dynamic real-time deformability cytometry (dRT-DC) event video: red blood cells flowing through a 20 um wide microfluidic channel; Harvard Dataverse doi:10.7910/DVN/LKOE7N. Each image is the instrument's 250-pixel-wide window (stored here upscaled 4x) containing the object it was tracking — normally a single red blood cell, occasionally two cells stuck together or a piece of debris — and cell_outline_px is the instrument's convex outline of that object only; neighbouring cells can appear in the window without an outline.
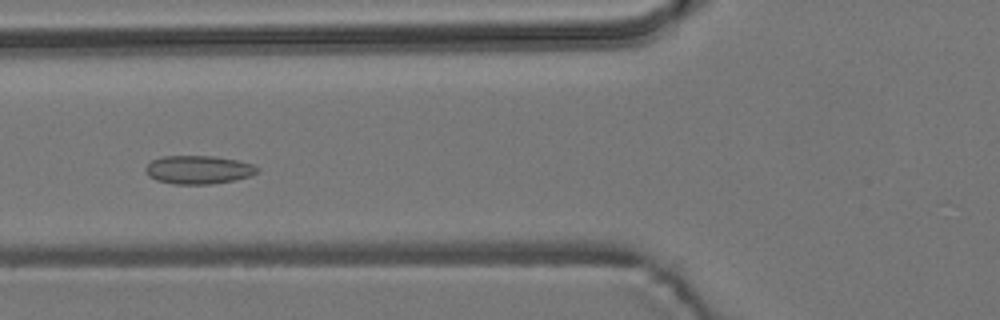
{"species": "common noctule bat (a hibernating species)", "species_latin": "Nyctalus noctula", "temperature_condition": "room temperature", "stored_images_in_passage": 8, "camera_frame_rate_fps": 3000, "um_per_image_px": 0.085, "animal": {"sex": "male", "body_mass_g": 19.2, "forearm_length_mm": 51.8}, "frame": {"image": 1, "passage_image": 6, "time_ms": 5.667, "image_size_px": [1000, 320], "cell_outline_px": [[260, 168], [252, 176], [212, 184], [176, 184], [156, 180], [148, 176], [144, 168], [152, 160], [164, 156], [212, 156], [236, 160], [252, 164]], "centroid_in_image_um": [16.85, 14.43], "position_along_channel_um": 108.9, "area_um2": 18.38}}
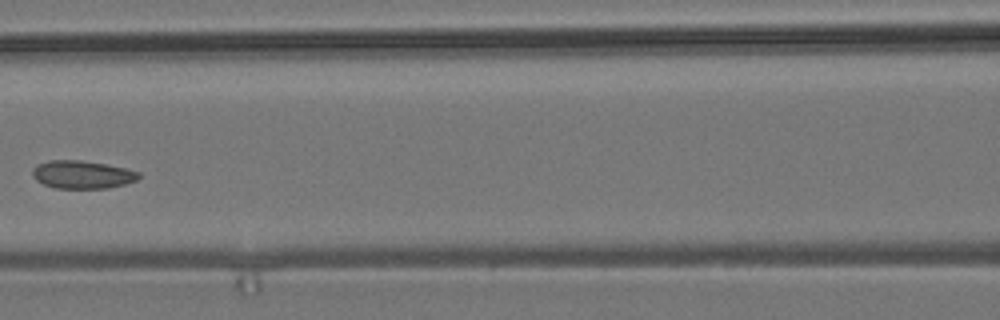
{"frame": {"image": 2, "passage_image": 7, "time_ms": 7.0, "image_size_px": [1000, 320], "cell_outline_px": [[140, 176], [136, 180], [124, 184], [108, 188], [56, 188], [44, 184], [36, 180], [32, 176], [32, 168], [36, 164], [48, 160], [80, 160], [104, 164], [124, 168], [140, 172]], "centroid_in_image_um": [6.95, 14.83], "position_along_channel_um": 159.7, "area_um2": 17.28}}
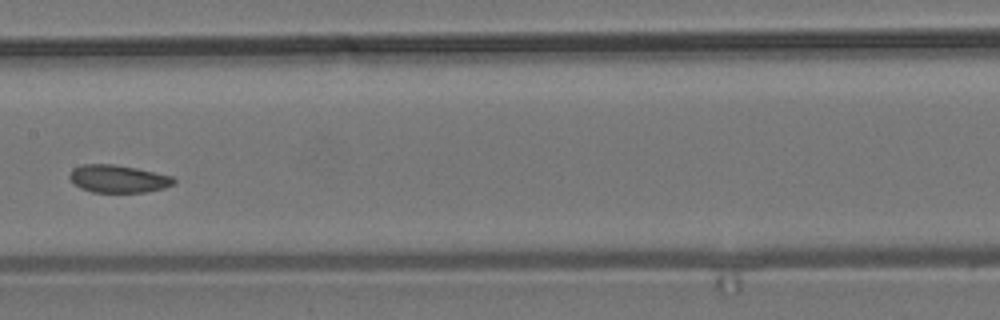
{"frame": {"image": 3, "passage_image": 8, "time_ms": 8.0, "image_size_px": [1000, 320], "cell_outline_px": [[176, 184], [164, 188], [148, 192], [92, 192], [80, 188], [68, 176], [72, 168], [80, 164], [112, 164], [136, 168], [172, 176], [176, 180]], "centroid_in_image_um": [10.05, 15.2], "position_along_channel_um": 197.3, "area_um2": 16.88}}